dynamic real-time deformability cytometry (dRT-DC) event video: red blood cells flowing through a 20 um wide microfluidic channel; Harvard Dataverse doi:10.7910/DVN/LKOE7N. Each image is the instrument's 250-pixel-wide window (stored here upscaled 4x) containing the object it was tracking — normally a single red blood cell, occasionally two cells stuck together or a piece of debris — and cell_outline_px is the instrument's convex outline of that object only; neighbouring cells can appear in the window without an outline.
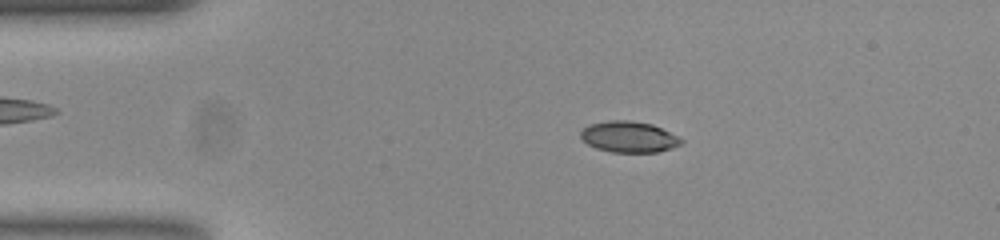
{"species": "common noctule bat (a hibernating species)", "species_latin": "Nyctalus noctula", "temperature_condition": "room temperature", "stored_images_in_passage": 53, "camera_frame_rate_fps": 3000, "um_per_image_px": 0.085, "animal": {"sex": "female", "body_mass_g": 23.0, "forearm_length_mm": 53.4}, "frame": {"image": 1, "passage_image": 10, "time_ms": 3.0, "image_size_px": [1000, 240], "cell_outline_px": [[684, 140], [680, 144], [672, 148], [656, 152], [612, 152], [596, 148], [588, 144], [580, 136], [580, 132], [584, 128], [592, 124], [608, 120], [628, 120], [652, 124]], "centroid_in_image_um": [53.44, 11.63], "position_along_channel_um": 31.6, "area_um2": 17.92}}
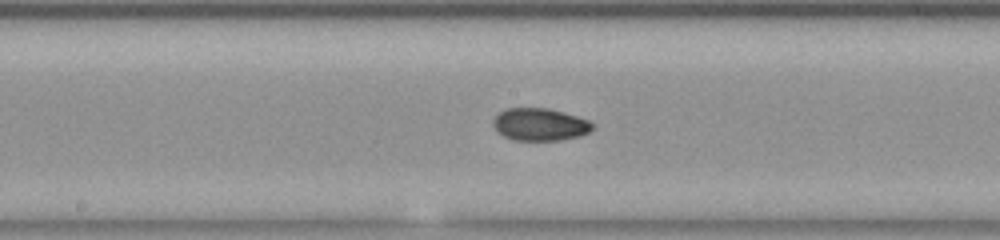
{"frame": {"image": 2, "passage_image": 27, "time_ms": 8.667, "image_size_px": [1000, 240], "cell_outline_px": [[596, 124], [588, 132], [580, 136], [560, 140], [512, 140], [496, 132], [492, 124], [492, 120], [504, 108], [548, 108], [564, 112], [588, 120]], "centroid_in_image_um": [45.87, 10.58], "position_along_channel_um": 202.3, "area_um2": 18.96}}
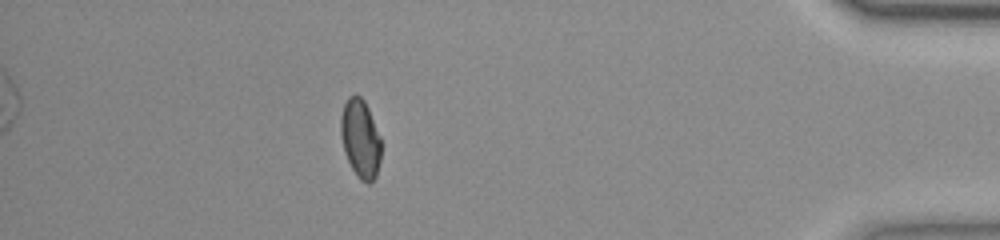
{"frame": {"image": 3, "passage_image": 47, "time_ms": 15.333, "image_size_px": [1000, 240], "cell_outline_px": [[380, 160], [376, 176], [368, 184], [360, 180], [352, 168], [344, 152], [340, 136], [340, 116], [344, 104], [348, 96], [360, 96], [364, 100], [368, 108], [380, 136]], "centroid_in_image_um": [30.61, 11.78], "position_along_channel_um": 404.6, "area_um2": 18.44}, "authors_computed_cell_mechanics": {"area_um2": 18.3226, "velocity_mm_per_s": 3.806, "shape_relaxation_time_tau1_ms": 9.3352, "shape_relaxation_time_tau2_ms": 2.8206, "deformation_change_tau1": 0.1903, "deformation_change_tau2": 0.0397}}